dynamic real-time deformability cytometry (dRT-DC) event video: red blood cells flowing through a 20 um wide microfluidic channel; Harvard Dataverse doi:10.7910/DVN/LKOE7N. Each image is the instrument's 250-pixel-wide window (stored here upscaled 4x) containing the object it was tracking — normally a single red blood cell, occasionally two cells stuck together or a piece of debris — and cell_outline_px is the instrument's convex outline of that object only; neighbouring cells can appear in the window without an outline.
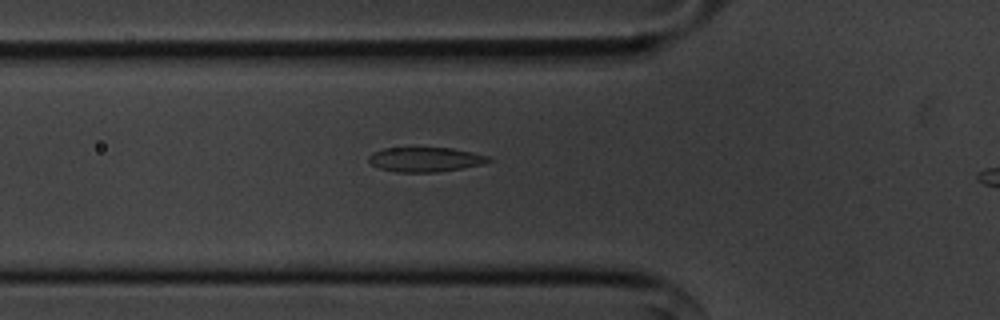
{"species": "common noctule bat (a hibernating species)", "species_latin": "Nyctalus noctula", "temperature_condition": "cold", "stored_images_in_passage": 41, "camera_frame_rate_fps": 3000, "um_per_image_px": 0.085, "animal": {"sex": "male", "body_mass_g": 20.1, "forearm_length_mm": 53.5}, "frame": {"image": 1, "passage_image": 11, "time_ms": 3.333, "image_size_px": [1000, 320], "cell_outline_px": [[492, 160], [484, 164], [436, 172], [396, 172], [380, 168], [372, 164], [368, 160], [368, 156], [372, 152], [384, 148], [452, 148], [472, 152], [488, 156]], "centroid_in_image_um": [36.14, 13.55], "position_along_channel_um": 89.7, "area_um2": 17.05}}
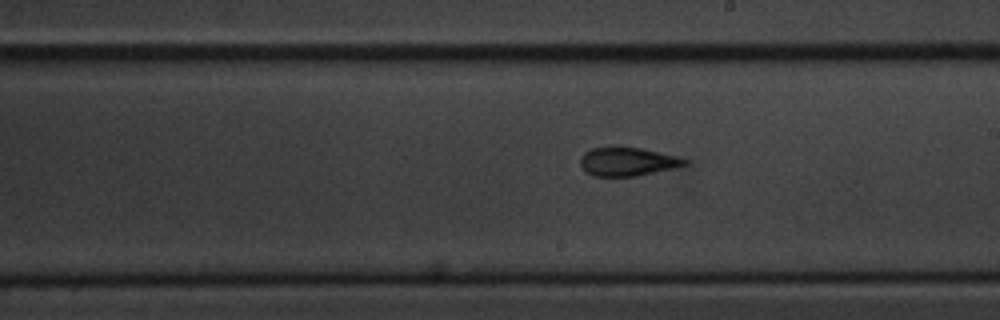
{"frame": {"image": 2, "passage_image": 23, "time_ms": 7.333, "image_size_px": [1000, 320], "cell_outline_px": [[688, 164], [672, 168], [636, 176], [596, 176], [588, 172], [580, 164], [580, 156], [584, 152], [592, 148], [620, 144], [640, 148], [676, 156], [688, 160]], "centroid_in_image_um": [53.3, 13.69], "position_along_channel_um": 235.7, "area_um2": 17.57}}
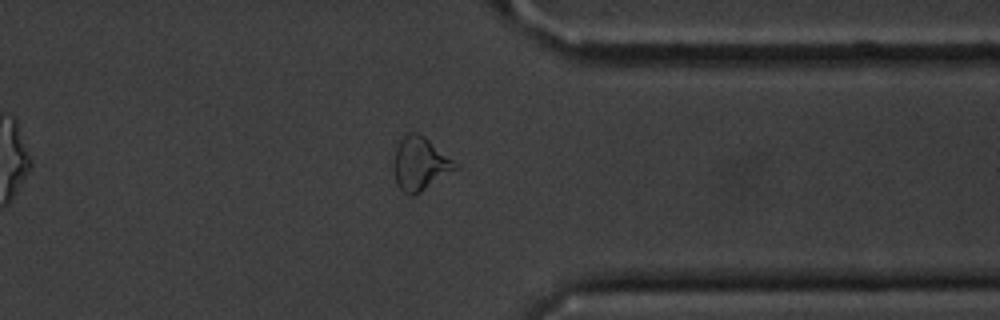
{"frame": {"image": 3, "passage_image": 35, "time_ms": 11.333, "image_size_px": [1000, 320], "cell_outline_px": [[460, 168], [416, 196], [408, 196], [396, 184], [392, 164], [392, 160], [396, 148], [400, 140], [408, 132], [416, 132], [424, 136], [452, 160]], "centroid_in_image_um": [35.68, 13.97], "position_along_channel_um": 375.7, "area_um2": 19.42}, "authors_computed_cell_mechanics": {"area_um2": 17.9758, "velocity_mm_per_s": 3.6339, "shape_relaxation_time_tau1_ms": 6.9601, "shape_relaxation_time_tau2_ms": 3.7232, "deformation_change_tau1": 0.1778, "deformation_change_tau2": 0.1034}}